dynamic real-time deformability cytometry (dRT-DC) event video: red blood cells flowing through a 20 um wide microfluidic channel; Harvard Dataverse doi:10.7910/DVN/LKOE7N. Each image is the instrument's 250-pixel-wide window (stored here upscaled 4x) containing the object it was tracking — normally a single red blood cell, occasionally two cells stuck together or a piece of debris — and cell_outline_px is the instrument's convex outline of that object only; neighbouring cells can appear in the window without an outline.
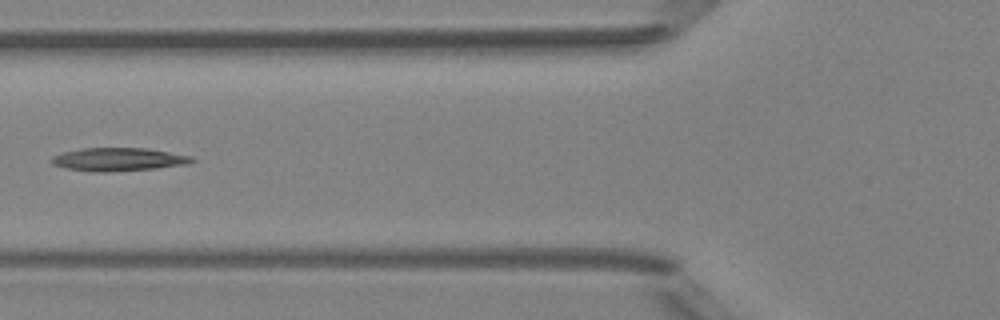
{"species": "Egyptian fruit bat (a non-hibernating species)", "species_latin": "Rousettus aegyptiacus", "temperature_condition": "room temperature", "stored_images_in_passage": 7, "camera_frame_rate_fps": 3000, "um_per_image_px": 0.085, "animal": {"sex": "female"}, "frame": {"image": 1, "passage_image": 6, "time_ms": 6.0, "image_size_px": [1000, 320], "cell_outline_px": [[196, 160], [188, 164], [156, 168], [104, 172], [92, 172], [64, 168], [52, 164], [52, 156], [64, 152], [84, 148], [148, 148], [192, 156]], "centroid_in_image_um": [10.08, 13.55], "position_along_channel_um": 115.7, "area_um2": 18.96}}
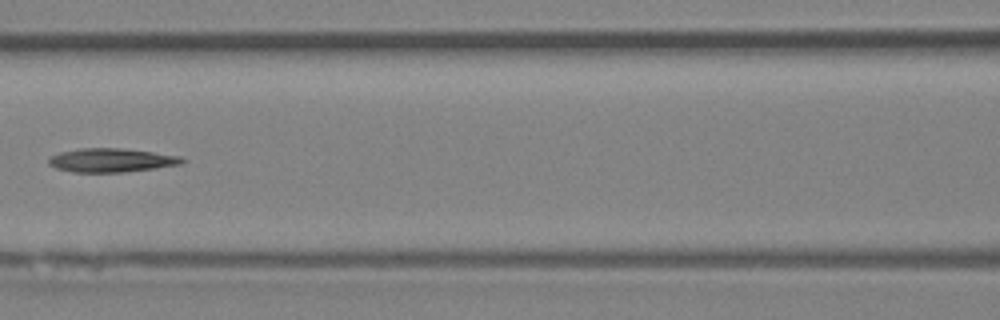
{"frame": {"image": 2, "passage_image": 7, "time_ms": 7.0, "image_size_px": [1000, 320], "cell_outline_px": [[188, 160], [180, 164], [156, 168], [124, 172], [72, 172], [56, 168], [48, 164], [48, 160], [52, 156], [60, 152], [80, 148], [120, 148], [152, 152], [180, 156]], "centroid_in_image_um": [9.47, 13.62], "position_along_channel_um": 157.1, "area_um2": 18.44}}